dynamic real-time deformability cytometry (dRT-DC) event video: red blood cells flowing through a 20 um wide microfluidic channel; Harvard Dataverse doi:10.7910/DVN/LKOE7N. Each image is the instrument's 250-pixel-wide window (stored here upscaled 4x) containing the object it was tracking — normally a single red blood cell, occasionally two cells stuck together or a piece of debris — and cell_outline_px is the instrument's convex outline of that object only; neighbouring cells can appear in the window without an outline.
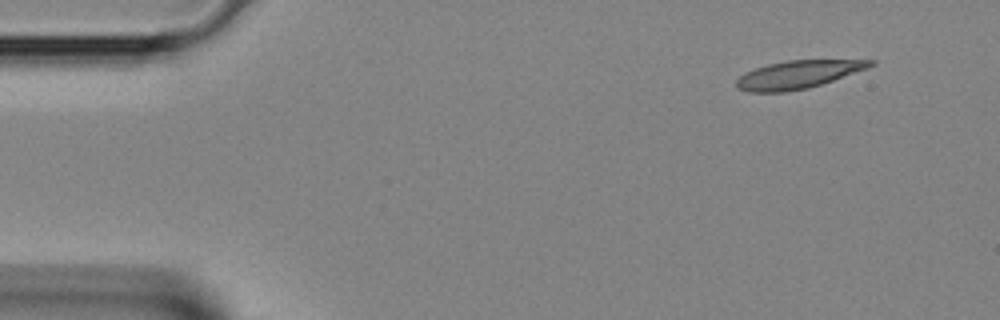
{"species": "Egyptian fruit bat (a non-hibernating species)", "species_latin": "Rousettus aegyptiacus", "temperature_condition": "room temperature", "stored_images_in_passage": 3, "segment_of_instrument_passage": [1, 2], "camera_frame_rate_fps": 3000, "um_per_image_px": 0.085, "animal": {"sex": "female"}, "frame": {"image": 1, "passage_image": 1, "time_ms": 0.0, "image_size_px": [1000, 320], "cell_outline_px": [[876, 64], [868, 68], [808, 88], [784, 92], [748, 92], [736, 88], [736, 80], [744, 72], [768, 64], [788, 60], [876, 60]], "centroid_in_image_um": [67.8, 6.34], "position_along_channel_um": 17.2, "area_um2": 21.68}}
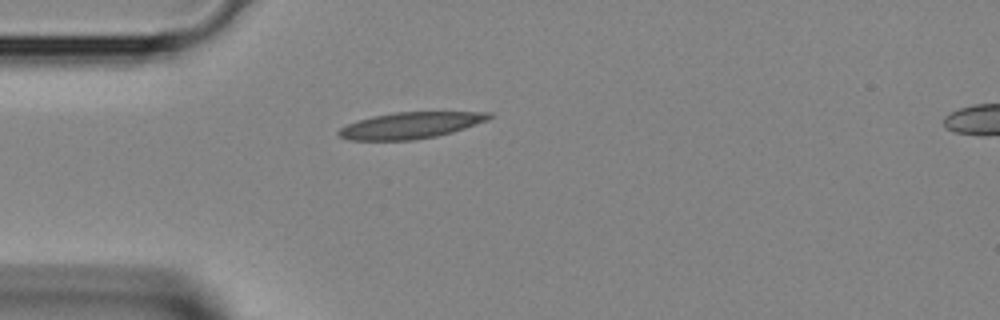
{"frame": {"image": 2, "passage_image": 2, "time_ms": 0.333, "image_size_px": [1000, 320], "cell_outline_px": [[496, 116], [488, 120], [452, 132], [436, 136], [412, 140], [348, 140], [340, 136], [336, 132], [340, 128], [348, 124], [372, 116], [396, 112], [492, 112]], "centroid_in_image_um": [34.93, 10.65], "position_along_channel_um": 50.1, "area_um2": 23.0}}